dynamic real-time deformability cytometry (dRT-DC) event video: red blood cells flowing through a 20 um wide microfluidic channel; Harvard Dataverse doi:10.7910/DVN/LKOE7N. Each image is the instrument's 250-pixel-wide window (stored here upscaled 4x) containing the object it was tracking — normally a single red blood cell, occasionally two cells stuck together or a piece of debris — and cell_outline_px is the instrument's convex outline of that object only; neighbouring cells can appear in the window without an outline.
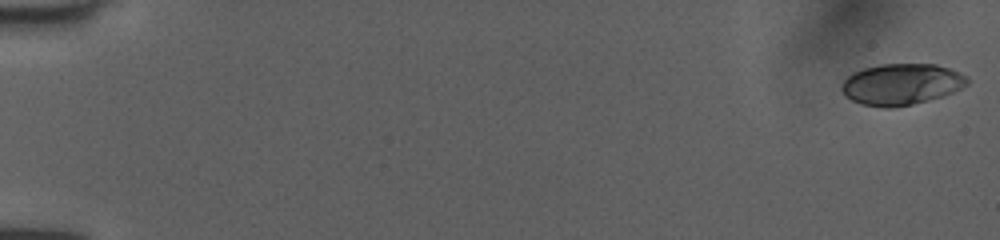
{"species": "human", "species_latin": "Homo sapiens", "temperature_condition": "room temperature", "stored_images_in_passage": 52, "camera_frame_rate_fps": 3000, "um_per_image_px": 0.085, "donor": {"sex": "female"}, "frame": {"image": 1, "passage_image": 1, "time_ms": 0.0, "image_size_px": [1000, 240], "cell_outline_px": [[968, 84], [944, 96], [912, 104], [892, 108], [884, 108], [864, 104], [852, 100], [844, 96], [840, 88], [840, 84], [852, 72], [864, 68], [880, 64], [936, 64], [960, 72], [968, 76]], "centroid_in_image_um": [76.6, 7.16], "position_along_channel_um": 8.4, "area_um2": 30.35}}
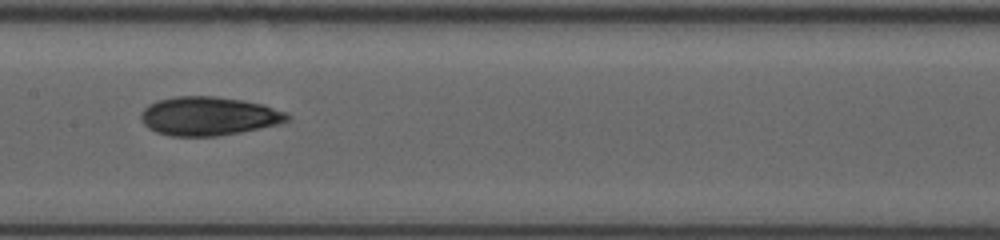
{"frame": {"image": 2, "passage_image": 28, "time_ms": 9.0, "image_size_px": [1000, 240], "cell_outline_px": [[292, 116], [288, 120], [280, 124], [240, 132], [216, 136], [172, 136], [156, 132], [148, 128], [140, 120], [140, 112], [148, 104], [156, 100], [176, 96], [216, 96], [244, 100], [264, 104], [288, 112]], "centroid_in_image_um": [17.74, 9.86], "position_along_channel_um": 189.7, "area_um2": 33.47}}
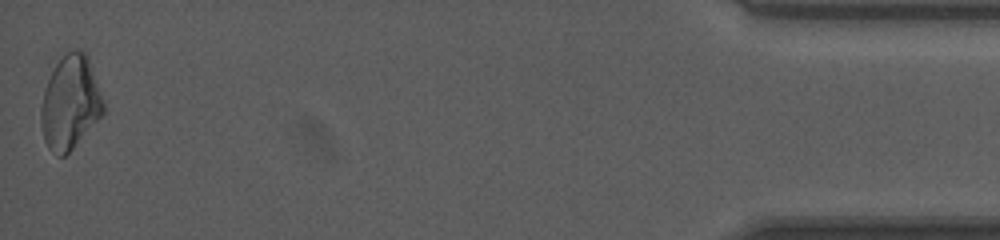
{"frame": {"image": 3, "passage_image": 52, "time_ms": 17.0, "image_size_px": [1000, 240], "cell_outline_px": [[104, 112], [72, 148], [64, 156], [56, 156], [48, 148], [44, 140], [40, 124], [40, 108], [44, 92], [48, 80], [56, 64], [68, 52], [84, 52], [88, 56], [104, 100]], "centroid_in_image_um": [5.95, 8.76], "position_along_channel_um": 429.2, "area_um2": 33.47}, "authors_computed_cell_mechanics": {"area_um2": 31.6166, "velocity_mm_per_s": 4.0376, "shape_relaxation_time_tau1_ms": 7.3081, "shape_relaxation_time_tau2_ms": 2.8099, "deformation_change_tau1": 0.1994, "deformation_change_tau2": 0.0914}}